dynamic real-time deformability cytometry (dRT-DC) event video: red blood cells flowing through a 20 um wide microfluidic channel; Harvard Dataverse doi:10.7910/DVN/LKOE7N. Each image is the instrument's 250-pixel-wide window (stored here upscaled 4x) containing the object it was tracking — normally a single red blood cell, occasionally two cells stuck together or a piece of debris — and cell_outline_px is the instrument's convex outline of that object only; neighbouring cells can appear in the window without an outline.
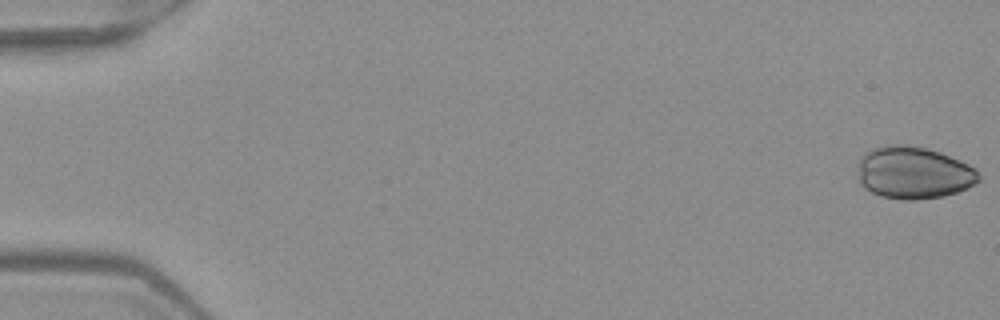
{"species": "Egyptian fruit bat (a non-hibernating species)", "species_latin": "Rousettus aegyptiacus", "temperature_condition": "warm", "stored_images_in_passage": 5, "camera_frame_rate_fps": 3000, "um_per_image_px": 0.085, "frame": {"image": 1, "passage_image": 1, "time_ms": 0.0, "image_size_px": [1000, 320], "cell_outline_px": [[980, 180], [976, 184], [968, 188], [944, 196], [916, 200], [904, 200], [880, 196], [864, 188], [860, 184], [860, 156], [864, 152], [872, 148], [884, 144], [900, 144], [924, 148], [948, 156], [968, 164], [976, 168], [980, 176]], "centroid_in_image_um": [77.66, 14.69], "position_along_channel_um": 7.3, "area_um2": 36.82}}
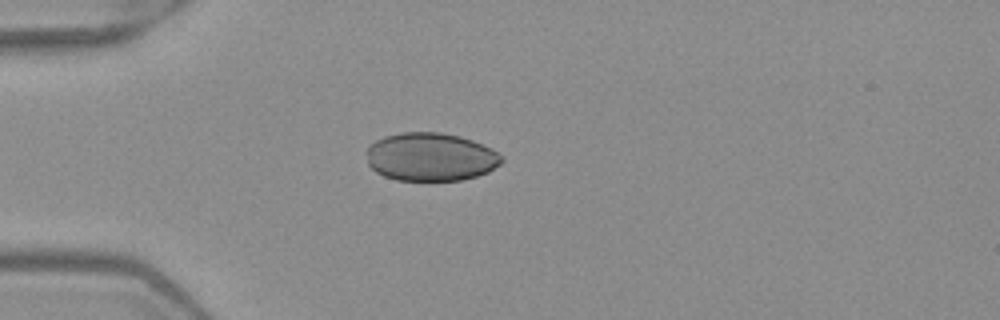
{"frame": {"image": 2, "passage_image": 5, "time_ms": 1.333, "image_size_px": [1000, 320], "cell_outline_px": [[504, 160], [500, 164], [488, 172], [476, 176], [460, 180], [396, 180], [384, 176], [376, 172], [368, 164], [368, 148], [376, 140], [384, 136], [404, 132], [440, 132], [460, 136], [472, 140], [492, 148]], "centroid_in_image_um": [36.61, 13.33], "position_along_channel_um": 48.4, "area_um2": 37.86}}